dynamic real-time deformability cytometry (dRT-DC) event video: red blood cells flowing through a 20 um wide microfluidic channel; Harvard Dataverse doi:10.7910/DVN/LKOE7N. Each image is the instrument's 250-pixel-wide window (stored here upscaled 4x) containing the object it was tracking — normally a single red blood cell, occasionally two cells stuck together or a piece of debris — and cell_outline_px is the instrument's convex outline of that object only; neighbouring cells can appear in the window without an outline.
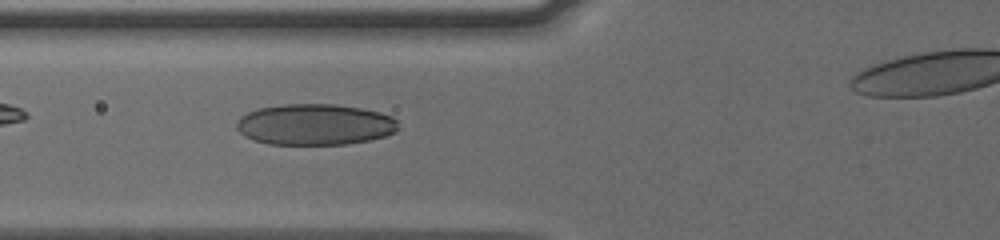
{"species": "human", "species_latin": "Homo sapiens", "temperature_condition": "cold", "stored_images_in_passage": 33, "camera_frame_rate_fps": 3000, "um_per_image_px": 0.085, "donor": {"sex": "male"}, "frame": {"image": 1, "passage_image": 5, "time_ms": 1.333, "image_size_px": [1000, 240], "cell_outline_px": [[400, 128], [396, 132], [384, 136], [368, 140], [344, 144], [268, 144], [252, 140], [244, 136], [236, 128], [236, 124], [240, 116], [256, 108], [284, 104], [332, 104], [360, 108], [380, 112], [392, 116], [396, 120]], "centroid_in_image_um": [26.75, 10.58], "position_along_channel_um": 99.1, "area_um2": 38.9}}
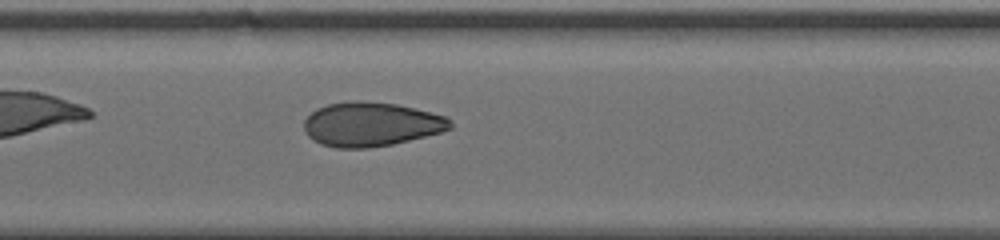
{"frame": {"image": 2, "passage_image": 11, "time_ms": 3.333, "image_size_px": [1000, 240], "cell_outline_px": [[452, 128], [440, 132], [392, 144], [368, 148], [336, 148], [320, 144], [312, 140], [304, 132], [304, 120], [316, 108], [328, 104], [352, 100], [356, 100], [396, 104], [444, 116], [452, 120]], "centroid_in_image_um": [31.49, 10.57], "position_along_channel_um": 175.9, "area_um2": 37.51}}
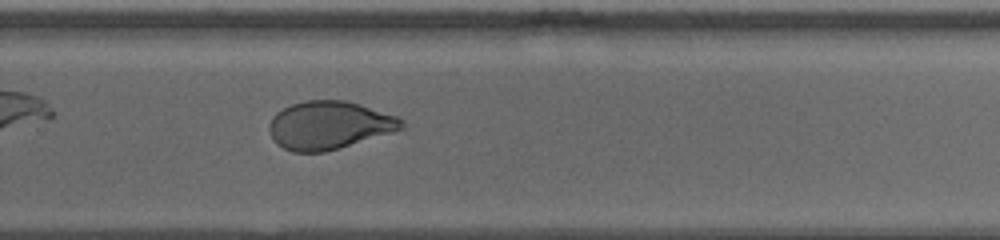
{"frame": {"image": 3, "passage_image": 21, "time_ms": 6.667, "image_size_px": [1000, 240], "cell_outline_px": [[404, 128], [392, 132], [324, 152], [292, 152], [276, 144], [268, 128], [268, 124], [272, 116], [276, 112], [292, 104], [304, 100], [344, 100], [360, 104], [396, 116], [404, 120]], "centroid_in_image_um": [27.94, 10.63], "position_along_channel_um": 301.9, "area_um2": 36.93}}